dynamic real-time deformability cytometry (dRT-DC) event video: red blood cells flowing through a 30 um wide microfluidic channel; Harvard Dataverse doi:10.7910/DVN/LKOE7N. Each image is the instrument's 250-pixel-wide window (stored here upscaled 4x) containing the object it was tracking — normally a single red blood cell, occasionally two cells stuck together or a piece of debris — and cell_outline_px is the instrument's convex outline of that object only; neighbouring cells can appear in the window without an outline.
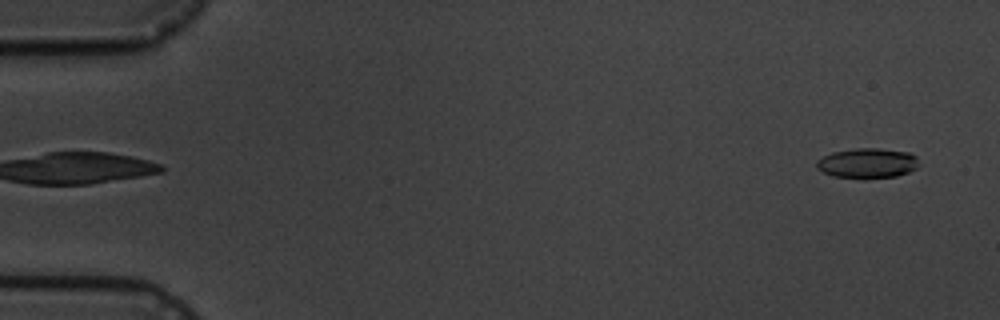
{"species": "common noctule bat (a hibernating species)", "species_latin": "Nyctalus noctula", "temperature_condition": "cold", "stored_images_in_passage": 6, "segment_of_instrument_passage": [2, 2], "camera_frame_rate_fps": 3000, "um_per_image_px": 0.085, "animal": {"sex": "male", "body_mass_g": 19.5, "forearm_length_mm": 54.6}, "frame": {"image": 1, "passage_image": 6, "time_ms": 5.667, "image_size_px": [1000, 320], "cell_outline_px": [[920, 164], [916, 168], [908, 172], [896, 176], [864, 180], [832, 176], [816, 168], [816, 160], [832, 152], [856, 148], [880, 148], [908, 152], [916, 156]], "centroid_in_image_um": [73.72, 13.89], "position_along_channel_um": 11.3, "area_um2": 18.32}}